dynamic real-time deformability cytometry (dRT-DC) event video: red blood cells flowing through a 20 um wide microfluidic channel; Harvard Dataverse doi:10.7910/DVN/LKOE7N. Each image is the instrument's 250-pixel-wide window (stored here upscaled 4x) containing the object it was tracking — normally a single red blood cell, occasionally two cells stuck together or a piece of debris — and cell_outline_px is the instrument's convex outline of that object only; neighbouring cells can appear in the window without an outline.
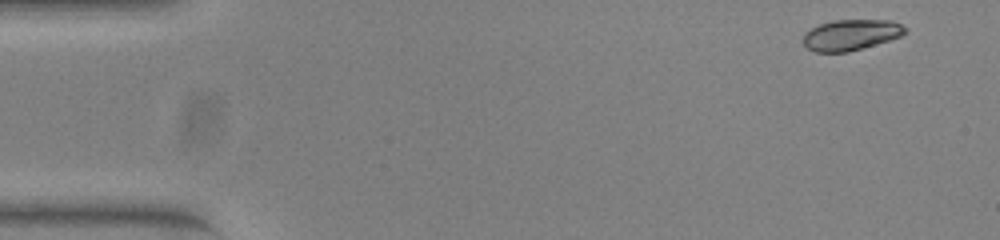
{"species": "common noctule bat (a hibernating species)", "species_latin": "Nyctalus noctula", "temperature_condition": "warm", "stored_images_in_passage": 14, "camera_frame_rate_fps": 3000, "um_per_image_px": 0.085, "animal": {"sex": "female", "body_mass_g": 23.0, "forearm_length_mm": 53.4}, "frame": {"image": 1, "passage_image": 1, "time_ms": 0.0, "image_size_px": [1000, 240], "cell_outline_px": [[908, 32], [900, 36], [888, 40], [848, 52], [816, 52], [808, 48], [804, 44], [804, 32], [820, 24], [832, 20], [888, 20], [900, 24], [908, 28]], "centroid_in_image_um": [72.33, 2.95], "position_along_channel_um": 12.7, "area_um2": 18.15}}
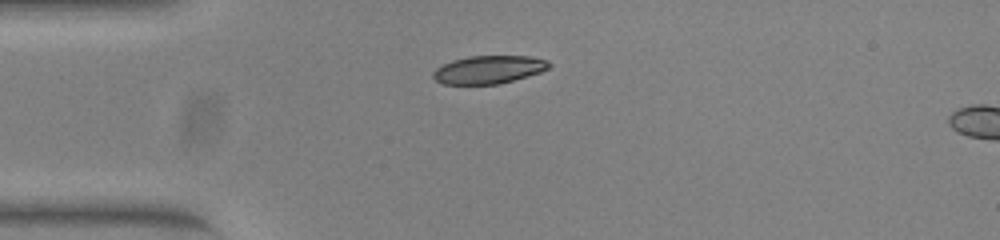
{"frame": {"image": 2, "passage_image": 11, "time_ms": 3.333, "image_size_px": [1000, 240], "cell_outline_px": [[552, 64], [548, 68], [540, 72], [512, 80], [496, 84], [444, 84], [436, 80], [432, 76], [432, 72], [436, 68], [452, 60], [468, 56], [528, 56], [548, 60]], "centroid_in_image_um": [41.52, 5.91], "position_along_channel_um": 43.5, "area_um2": 18.79}}